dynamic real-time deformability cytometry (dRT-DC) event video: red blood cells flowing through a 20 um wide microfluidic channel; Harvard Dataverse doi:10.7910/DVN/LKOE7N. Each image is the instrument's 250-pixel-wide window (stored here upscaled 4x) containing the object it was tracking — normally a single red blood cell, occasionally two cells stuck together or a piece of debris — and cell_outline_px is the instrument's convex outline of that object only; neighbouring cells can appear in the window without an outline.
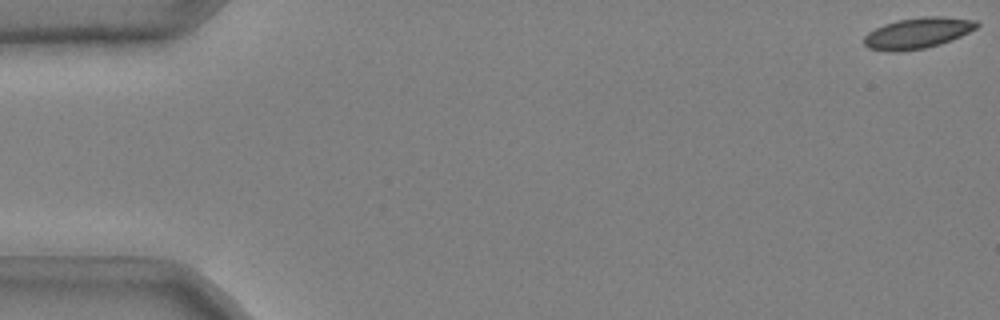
{"species": "common noctule bat (a hibernating species)", "species_latin": "Nyctalus noctula", "temperature_condition": "cold", "stored_images_in_passage": 47, "camera_frame_rate_fps": 3000, "um_per_image_px": 0.085, "animal": {"sex": "male", "body_mass_g": 20.4}, "frame": {"image": 1, "passage_image": 1, "time_ms": 0.0, "image_size_px": [1000, 320], "cell_outline_px": [[980, 24], [976, 28], [952, 40], [940, 44], [924, 48], [900, 52], [888, 52], [868, 48], [864, 44], [864, 36], [868, 32], [884, 24], [896, 20], [920, 16], [940, 16], [976, 20]], "centroid_in_image_um": [77.98, 2.81], "position_along_channel_um": 7.0, "area_um2": 20.46}}
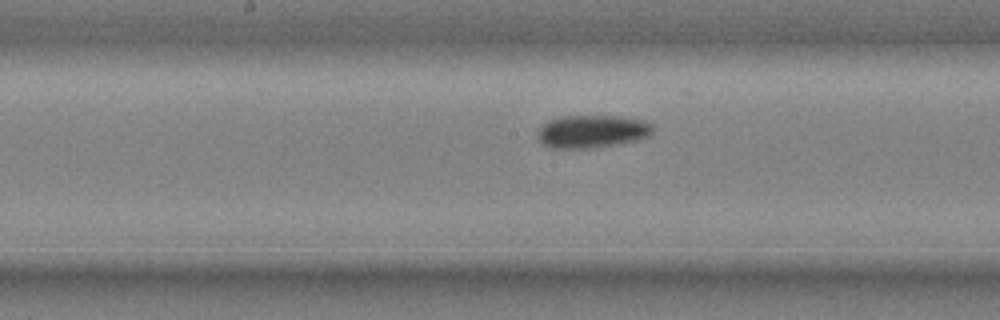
{"frame": {"image": 2, "passage_image": 28, "time_ms": 9.0, "image_size_px": [1000, 320], "cell_outline_px": [[652, 132], [648, 136], [636, 140], [616, 144], [588, 148], [552, 148], [544, 144], [536, 136], [536, 132], [548, 120], [560, 116], [616, 116], [644, 120], [652, 124]], "centroid_in_image_um": [50.3, 11.16], "position_along_channel_um": 197.9, "area_um2": 21.91}}
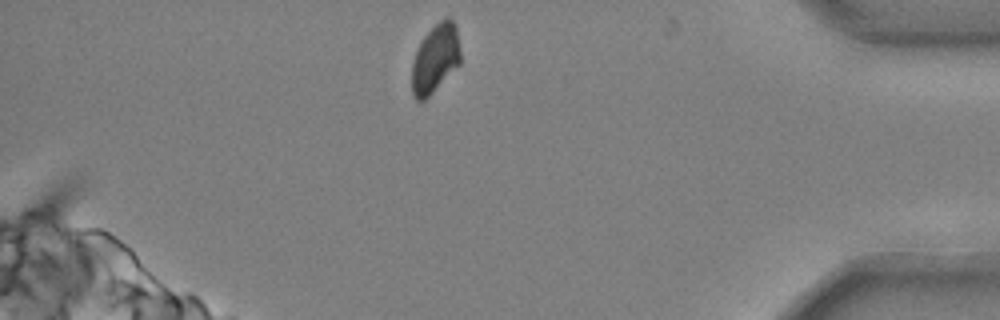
{"frame": {"image": 3, "passage_image": 47, "time_ms": 15.333, "image_size_px": [1000, 320], "cell_outline_px": [[460, 64], [424, 100], [416, 100], [412, 96], [412, 64], [416, 52], [424, 36], [444, 16], [448, 16], [456, 24], [460, 48]], "centroid_in_image_um": [37.01, 4.95], "position_along_channel_um": 398.2, "area_um2": 19.31}, "authors_computed_cell_mechanics": {"area_um2": 21.0392, "velocity_mm_per_s": 3.6921, "shape_relaxation_time_tau1_ms": 3.2154, "shape_relaxation_time_tau2_ms": null, "deformation_change_tau1": 0.082, "deformation_change_tau2": null}}